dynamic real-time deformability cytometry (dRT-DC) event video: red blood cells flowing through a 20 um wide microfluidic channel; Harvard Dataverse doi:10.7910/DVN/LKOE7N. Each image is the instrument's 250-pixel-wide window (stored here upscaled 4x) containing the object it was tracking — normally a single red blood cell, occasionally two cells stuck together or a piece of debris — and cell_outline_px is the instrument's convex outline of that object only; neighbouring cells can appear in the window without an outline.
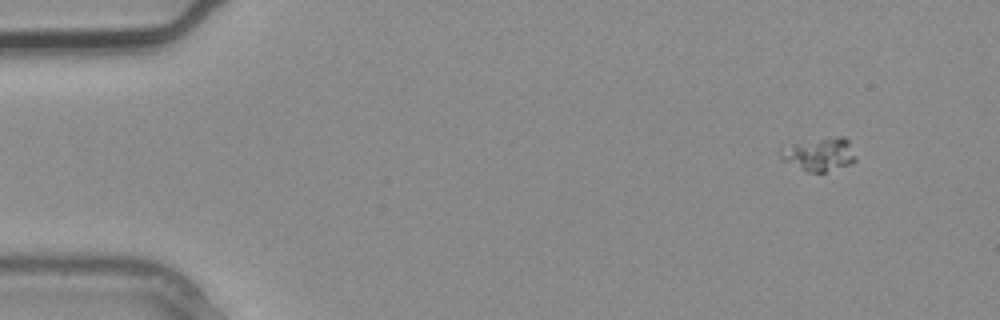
{"species": "common noctule bat (a hibernating species)", "species_latin": "Nyctalus noctula", "temperature_condition": "warm", "stored_images_in_passage": 2, "segment_of_instrument_passage": [2, 2], "camera_frame_rate_fps": 3000, "um_per_image_px": 0.085, "animal": {"sex": "male", "body_mass_g": 20.4}, "frame": {"image": 1, "passage_image": 2, "time_ms": 0.333, "image_size_px": [1000, 320], "cell_outline_px": [[856, 160], [852, 164], [824, 172], [808, 172], [784, 160], [780, 156], [780, 148], [792, 144], [840, 136], [844, 136], [848, 140], [856, 156]], "centroid_in_image_um": [69.69, 13.13], "position_along_channel_um": 15.3, "area_um2": 14.22}}